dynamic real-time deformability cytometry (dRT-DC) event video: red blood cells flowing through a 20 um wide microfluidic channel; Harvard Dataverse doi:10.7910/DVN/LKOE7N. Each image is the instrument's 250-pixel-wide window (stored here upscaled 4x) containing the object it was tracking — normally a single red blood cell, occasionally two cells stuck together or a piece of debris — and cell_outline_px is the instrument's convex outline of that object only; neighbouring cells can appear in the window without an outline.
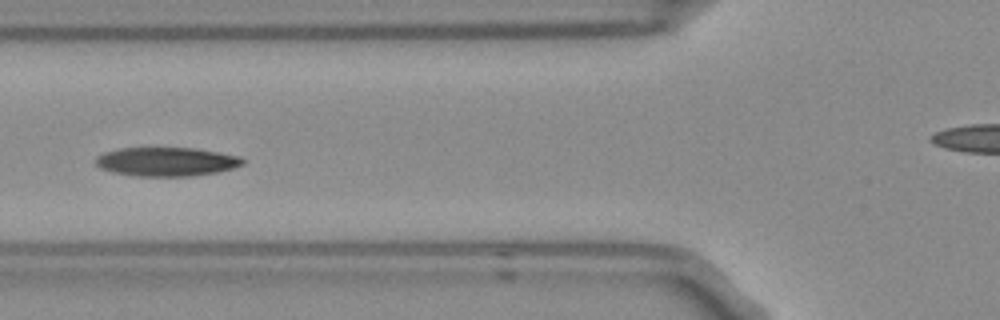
{"species": "Egyptian fruit bat (a non-hibernating species)", "species_latin": "Rousettus aegyptiacus", "temperature_condition": "room temperature", "stored_images_in_passage": 5, "camera_frame_rate_fps": 3000, "um_per_image_px": 0.085, "frame": {"image": 1, "passage_image": 5, "time_ms": 1.333, "image_size_px": [1000, 320], "cell_outline_px": [[244, 164], [232, 168], [216, 172], [192, 176], [136, 176], [112, 172], [100, 168], [96, 164], [96, 156], [104, 152], [120, 148], [196, 148], [240, 156], [244, 160]], "centroid_in_image_um": [14.14, 13.74], "position_along_channel_um": 111.7, "area_um2": 24.74}}